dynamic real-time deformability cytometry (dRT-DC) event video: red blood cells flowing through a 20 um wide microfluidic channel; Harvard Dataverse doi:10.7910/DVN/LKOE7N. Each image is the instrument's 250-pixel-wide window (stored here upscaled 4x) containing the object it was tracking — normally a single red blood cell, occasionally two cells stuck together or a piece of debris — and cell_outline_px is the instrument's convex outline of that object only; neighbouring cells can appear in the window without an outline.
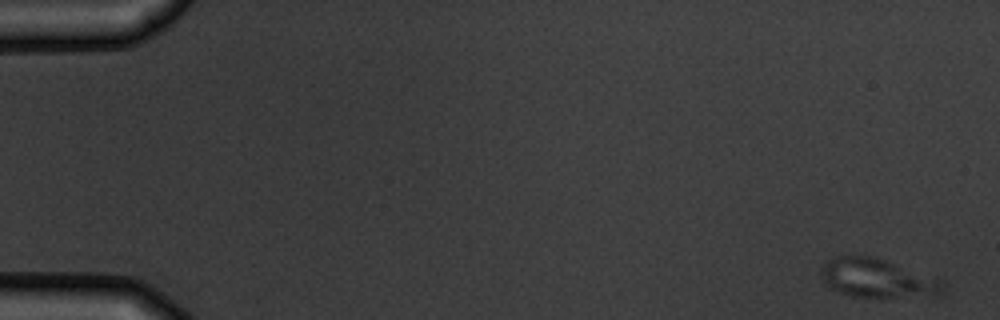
{"species": "common noctule bat (a hibernating species)", "species_latin": "Nyctalus noctula", "temperature_condition": "warm", "stored_images_in_passage": 6, "camera_frame_rate_fps": 3000, "um_per_image_px": 0.085, "animal": {"sex": "male", "body_mass_g": 19.5, "forearm_length_mm": 54.6}, "frame": {"image": 1, "passage_image": 1, "time_ms": 0.0, "image_size_px": [1000, 320], "cell_outline_px": [[944, 288], [940, 292], [892, 296], [852, 296], [840, 292], [832, 288], [820, 276], [820, 272], [824, 264], [832, 256], [872, 256], [944, 280]], "centroid_in_image_um": [74.48, 23.6], "position_along_channel_um": 10.5, "area_um2": 26.41}}